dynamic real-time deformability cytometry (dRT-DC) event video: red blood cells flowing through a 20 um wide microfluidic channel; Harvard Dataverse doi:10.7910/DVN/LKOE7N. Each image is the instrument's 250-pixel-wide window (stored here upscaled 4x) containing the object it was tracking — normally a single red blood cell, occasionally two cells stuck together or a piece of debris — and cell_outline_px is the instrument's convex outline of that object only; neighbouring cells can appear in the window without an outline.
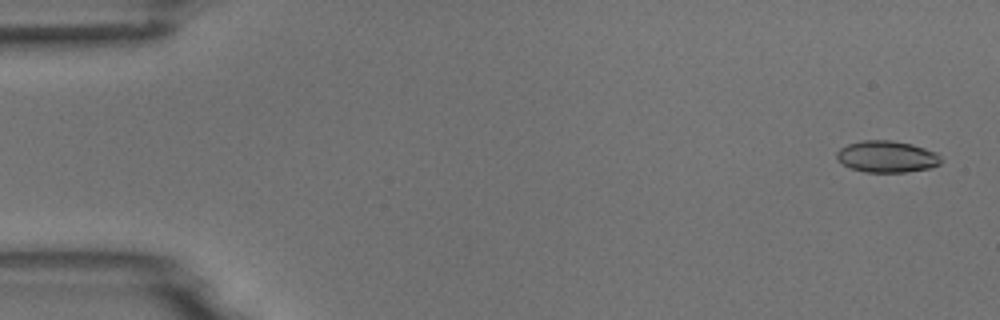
{"species": "common noctule bat (a hibernating species)", "species_latin": "Nyctalus noctula", "temperature_condition": "room temperature", "stored_images_in_passage": 54, "camera_frame_rate_fps": 3000, "um_per_image_px": 0.085, "animal": {"sex": "male", "body_mass_g": 18.8}, "frame": {"image": 1, "passage_image": 2, "time_ms": 0.333, "image_size_px": [1000, 320], "cell_outline_px": [[940, 164], [932, 168], [904, 172], [864, 172], [852, 168], [836, 160], [836, 152], [840, 148], [848, 144], [860, 140], [892, 140], [912, 144], [936, 152], [940, 156]], "centroid_in_image_um": [75.37, 13.31], "position_along_channel_um": 9.6, "area_um2": 19.31}}
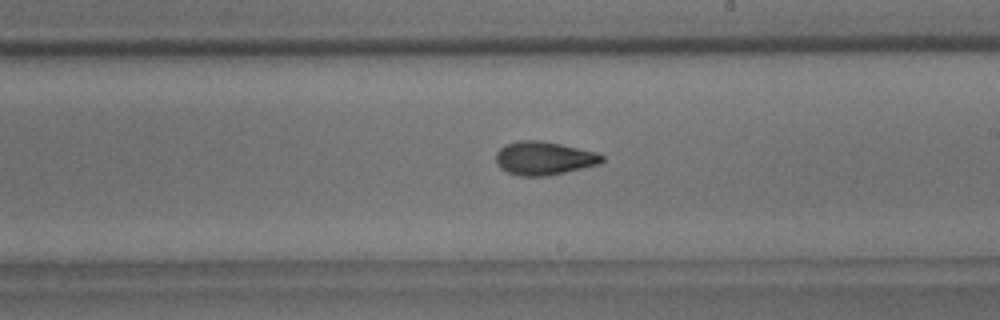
{"frame": {"image": 2, "passage_image": 31, "time_ms": 10.0, "image_size_px": [1000, 320], "cell_outline_px": [[604, 160], [600, 164], [548, 176], [520, 176], [508, 172], [500, 168], [496, 164], [496, 152], [504, 144], [520, 140], [540, 140], [560, 144], [596, 152], [604, 156]], "centroid_in_image_um": [46.22, 13.45], "position_along_channel_um": 242.8, "area_um2": 20.75}}
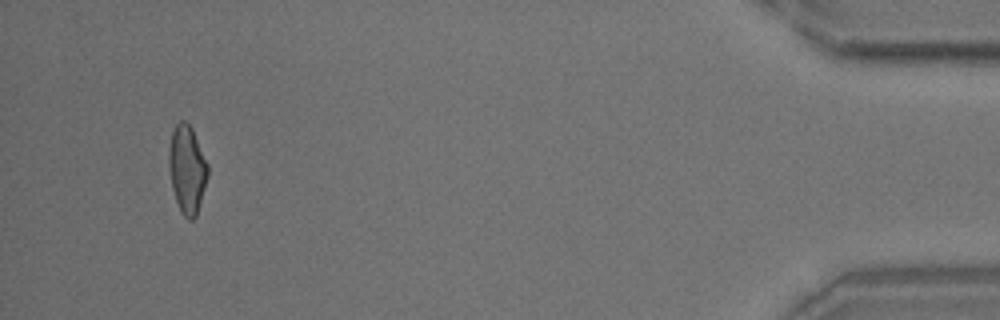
{"frame": {"image": 3, "passage_image": 51, "time_ms": 16.667, "image_size_px": [1000, 320], "cell_outline_px": [[208, 176], [196, 216], [192, 220], [188, 220], [180, 212], [172, 188], [168, 168], [168, 148], [172, 132], [176, 124], [180, 120], [184, 120], [192, 128], [208, 164]], "centroid_in_image_um": [15.89, 14.39], "position_along_channel_um": 419.3, "area_um2": 20.06}, "authors_computed_cell_mechanics": {"area_um2": 20.0277, "velocity_mm_per_s": 3.7606, "shape_relaxation_time_tau1_ms": 5.5922, "shape_relaxation_time_tau2_ms": 2.7162, "deformation_change_tau1": 0.1697, "deformation_change_tau2": 0.0844}}